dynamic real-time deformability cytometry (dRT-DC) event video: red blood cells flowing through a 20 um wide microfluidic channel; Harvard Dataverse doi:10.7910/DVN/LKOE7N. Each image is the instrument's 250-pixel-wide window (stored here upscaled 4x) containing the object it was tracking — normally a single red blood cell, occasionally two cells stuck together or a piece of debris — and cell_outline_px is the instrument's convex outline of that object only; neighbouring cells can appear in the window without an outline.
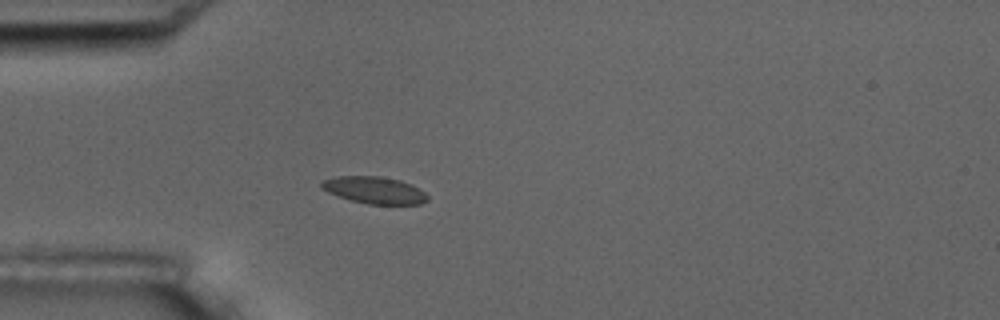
{"species": "common noctule bat (a hibernating species)", "species_latin": "Nyctalus noctula", "temperature_condition": "room temperature", "stored_images_in_passage": 3, "camera_frame_rate_fps": 3000, "um_per_image_px": 0.085, "animal": {"sex": "male", "body_mass_g": 17.5, "forearm_length_mm": 52.3}, "frame": {"image": 1, "passage_image": 3, "time_ms": 2.333, "image_size_px": [1000, 320], "cell_outline_px": [[428, 200], [420, 204], [368, 204], [352, 200], [328, 192], [320, 188], [320, 184], [324, 180], [336, 176], [380, 176], [400, 180], [412, 184], [424, 192], [428, 196]], "centroid_in_image_um": [31.84, 16.15], "position_along_channel_um": 53.2, "area_um2": 16.59}}